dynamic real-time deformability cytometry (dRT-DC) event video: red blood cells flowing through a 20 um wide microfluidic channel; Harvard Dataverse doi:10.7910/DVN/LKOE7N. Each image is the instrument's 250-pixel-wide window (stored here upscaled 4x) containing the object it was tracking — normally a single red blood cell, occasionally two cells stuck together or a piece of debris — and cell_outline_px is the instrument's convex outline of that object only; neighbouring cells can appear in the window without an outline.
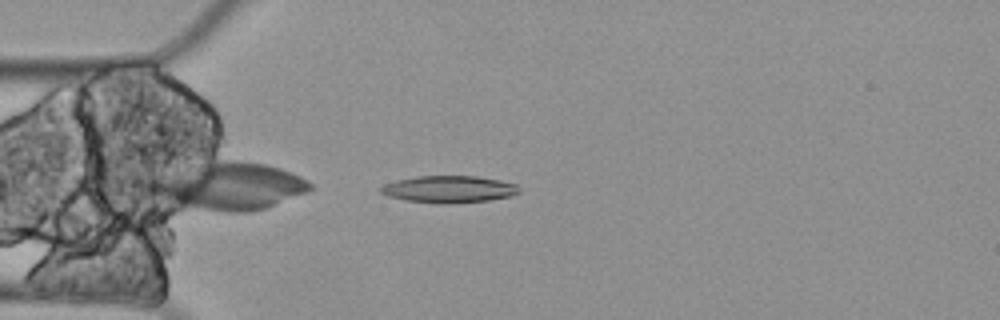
{"species": "Egyptian fruit bat (a non-hibernating species)", "species_latin": "Rousettus aegyptiacus", "temperature_condition": "cold", "stored_images_in_passage": 5, "camera_frame_rate_fps": 3000, "um_per_image_px": 0.085, "animal": {"sex": "female"}, "frame": {"image": 1, "passage_image": 5, "time_ms": 1.333, "image_size_px": [1000, 320], "cell_outline_px": [[520, 192], [512, 196], [488, 200], [408, 200], [388, 196], [380, 192], [380, 188], [384, 184], [396, 180], [416, 176], [476, 176], [500, 180], [516, 184], [520, 188]], "centroid_in_image_um": [38.2, 16.02], "position_along_channel_um": 46.8, "area_um2": 20.52}}